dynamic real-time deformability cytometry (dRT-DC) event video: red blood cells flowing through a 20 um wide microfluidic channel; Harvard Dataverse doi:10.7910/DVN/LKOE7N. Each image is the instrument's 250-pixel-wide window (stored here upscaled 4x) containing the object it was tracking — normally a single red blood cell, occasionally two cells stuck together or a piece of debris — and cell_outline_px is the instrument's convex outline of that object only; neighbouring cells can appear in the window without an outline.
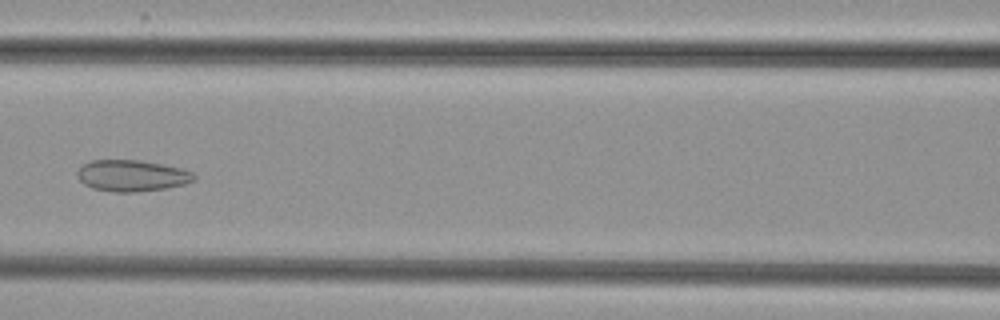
{"species": "common noctule bat (a hibernating species)", "species_latin": "Nyctalus noctula", "temperature_condition": "cold", "stored_images_in_passage": 5, "camera_frame_rate_fps": 3000, "um_per_image_px": 0.085, "animal": {"sex": "female", "body_mass_g": 29.2, "forearm_length_mm": 56.3}, "frame": {"image": 1, "passage_image": 5, "time_ms": 4.333, "image_size_px": [1000, 320], "cell_outline_px": [[196, 180], [184, 184], [164, 188], [136, 192], [112, 192], [92, 188], [84, 184], [76, 176], [76, 172], [84, 164], [92, 160], [140, 160], [184, 168], [192, 172], [196, 176]], "centroid_in_image_um": [11.22, 14.93], "position_along_channel_um": 155.4, "area_um2": 21.44}}